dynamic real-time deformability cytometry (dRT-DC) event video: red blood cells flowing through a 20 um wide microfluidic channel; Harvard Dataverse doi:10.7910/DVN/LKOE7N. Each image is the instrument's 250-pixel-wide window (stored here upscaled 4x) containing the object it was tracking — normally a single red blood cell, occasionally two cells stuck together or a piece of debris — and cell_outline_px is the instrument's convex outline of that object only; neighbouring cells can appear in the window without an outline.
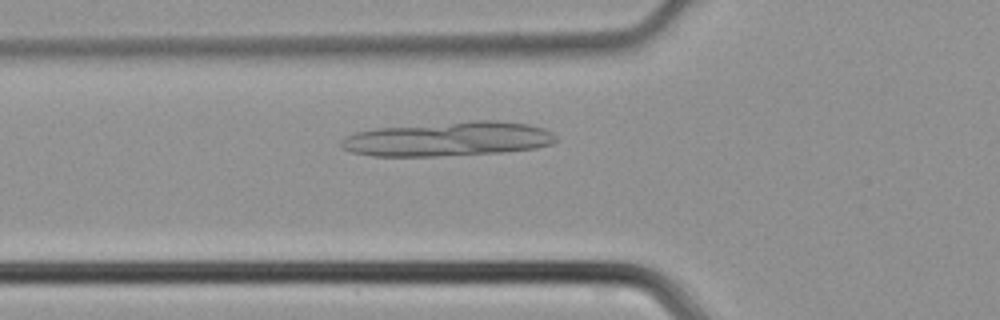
{"species": "common noctule bat (a hibernating species)", "species_latin": "Nyctalus noctula", "temperature_condition": "cold", "stored_images_in_passage": 42, "camera_frame_rate_fps": 3000, "um_per_image_px": 0.085, "animal": {"sex": "male", "body_mass_g": 21.5, "forearm_length_mm": 52.0}, "frame": {"image": 1, "passage_image": 13, "time_ms": 4.0, "image_size_px": [1000, 320], "cell_outline_px": [[556, 140], [552, 144], [536, 148], [500, 152], [436, 156], [372, 156], [352, 152], [344, 148], [340, 144], [340, 140], [344, 136], [356, 132], [376, 128], [472, 120], [496, 120], [528, 124], [544, 128], [552, 132], [556, 136]], "centroid_in_image_um": [38.09, 11.8], "position_along_channel_um": 87.7, "area_um2": 43.12}}
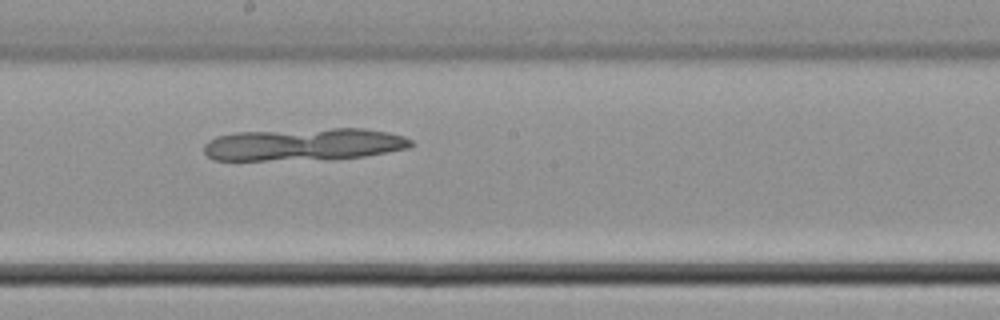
{"frame": {"image": 2, "passage_image": 22, "time_ms": 7.0, "image_size_px": [1000, 320], "cell_outline_px": [[416, 144], [408, 148], [364, 156], [264, 160], [212, 160], [204, 152], [204, 144], [208, 140], [216, 136], [236, 132], [332, 128], [364, 128], [388, 132], [404, 136], [412, 140]], "centroid_in_image_um": [25.81, 12.25], "position_along_channel_um": 222.4, "area_um2": 38.73}}
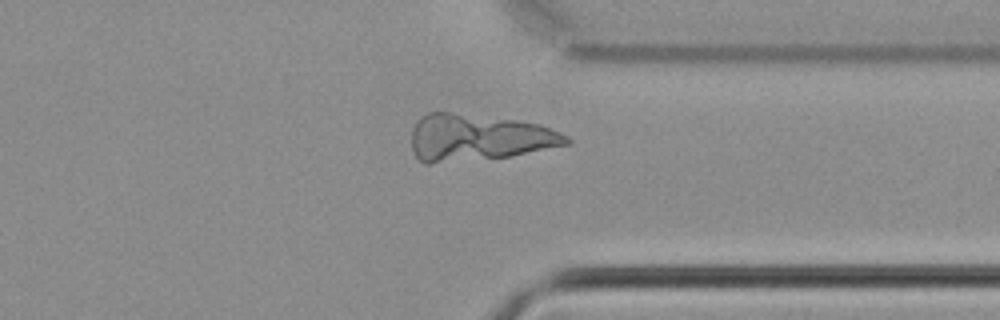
{"frame": {"image": 3, "passage_image": 32, "time_ms": 10.333, "image_size_px": [1000, 320], "cell_outline_px": [[572, 144], [512, 156], [428, 164], [424, 164], [416, 156], [412, 148], [412, 128], [420, 116], [428, 112], [448, 112], [516, 120], [540, 124], [560, 132], [568, 136], [572, 140]], "centroid_in_image_um": [40.68, 11.7], "position_along_channel_um": 370.7, "area_um2": 42.31}}